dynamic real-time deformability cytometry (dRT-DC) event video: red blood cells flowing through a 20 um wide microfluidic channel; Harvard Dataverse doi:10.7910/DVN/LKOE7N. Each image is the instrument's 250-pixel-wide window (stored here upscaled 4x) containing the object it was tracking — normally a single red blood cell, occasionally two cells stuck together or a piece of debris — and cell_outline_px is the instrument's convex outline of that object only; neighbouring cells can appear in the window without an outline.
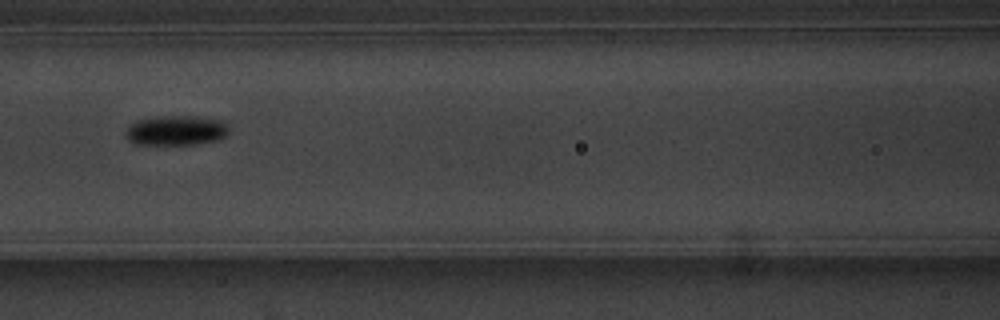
{"species": "common noctule bat (a hibernating species)", "species_latin": "Nyctalus noctula", "temperature_condition": "warm", "stored_images_in_passage": 13, "camera_frame_rate_fps": 3000, "um_per_image_px": 0.085, "animal": {"sex": "male", "body_mass_g": 20.1, "forearm_length_mm": 53.5}, "frame": {"image": 1, "passage_image": 3, "time_ms": 3.333, "image_size_px": [1000, 320], "cell_outline_px": [[228, 132], [224, 136], [216, 140], [196, 144], [136, 144], [128, 140], [124, 132], [136, 120], [160, 116], [196, 116], [220, 120], [228, 124]], "centroid_in_image_um": [14.96, 11.08], "position_along_channel_um": 151.6, "area_um2": 17.86}}
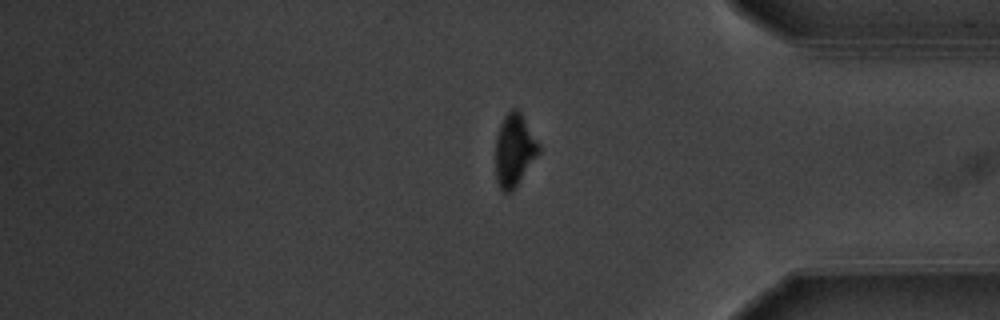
{"frame": {"image": 2, "passage_image": 13, "time_ms": 16.0, "image_size_px": [1000, 320], "cell_outline_px": [[540, 152], [516, 188], [512, 192], [504, 192], [500, 188], [496, 180], [496, 136], [500, 124], [504, 116], [512, 108], [516, 108], [520, 112], [540, 144]], "centroid_in_image_um": [43.72, 12.78], "position_along_channel_um": 391.5, "area_um2": 18.38}, "authors_computed_cell_mechanics": {"area_um2": 17.1088, "velocity_mm_per_s": 3.6006, "shape_relaxation_time_tau1_ms": 2.5086, "shape_relaxation_time_tau2_ms": null, "deformation_change_tau1": 0.1095, "deformation_change_tau2": null}}